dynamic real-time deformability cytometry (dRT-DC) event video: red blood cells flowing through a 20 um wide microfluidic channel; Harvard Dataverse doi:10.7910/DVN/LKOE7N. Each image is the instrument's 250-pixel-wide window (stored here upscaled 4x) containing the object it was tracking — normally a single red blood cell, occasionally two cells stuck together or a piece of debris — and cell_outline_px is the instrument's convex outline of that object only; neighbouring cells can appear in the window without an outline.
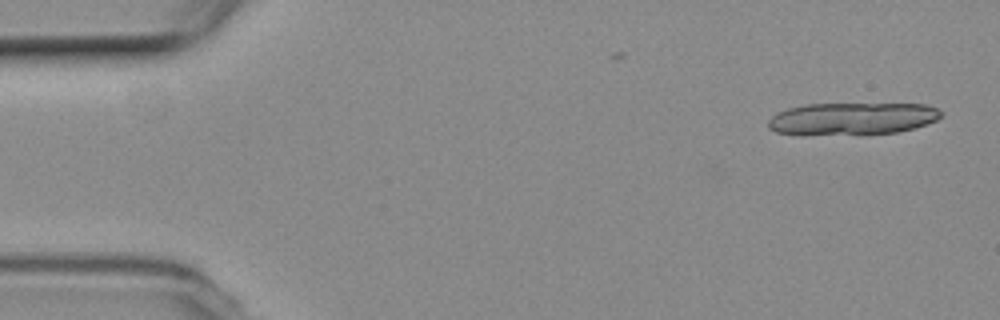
{"species": "common noctule bat (a hibernating species)", "species_latin": "Nyctalus noctula", "temperature_condition": "room temperature", "stored_images_in_passage": 8, "camera_frame_rate_fps": 3000, "um_per_image_px": 0.085, "animal": {"sex": "female", "body_mass_g": 19.3, "forearm_length_mm": 54.1}, "frame": {"image": 1, "passage_image": 1, "time_ms": 0.0, "image_size_px": [1000, 320], "cell_outline_px": [[944, 112], [936, 120], [916, 128], [896, 132], [776, 132], [768, 128], [768, 120], [776, 112], [788, 108], [804, 104], [924, 104], [936, 108]], "centroid_in_image_um": [72.5, 10.03], "position_along_channel_um": 12.5, "area_um2": 31.15}}